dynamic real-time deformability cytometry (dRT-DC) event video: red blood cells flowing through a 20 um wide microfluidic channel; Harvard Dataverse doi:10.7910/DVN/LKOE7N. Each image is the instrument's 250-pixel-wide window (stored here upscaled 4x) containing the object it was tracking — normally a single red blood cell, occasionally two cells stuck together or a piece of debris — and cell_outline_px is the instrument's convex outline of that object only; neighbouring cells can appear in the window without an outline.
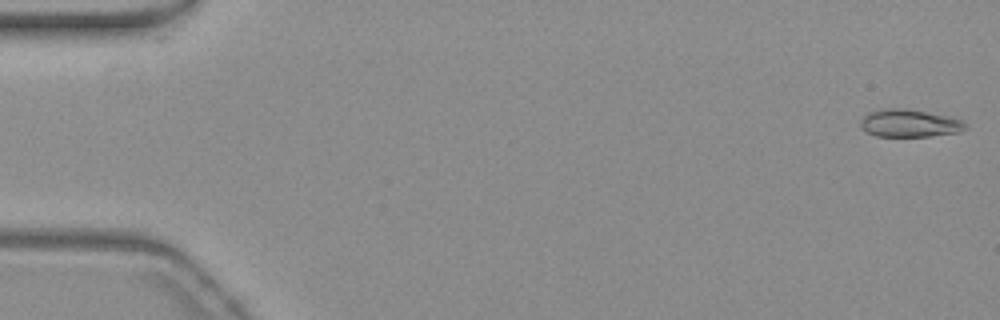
{"species": "common noctule bat (a hibernating species)", "species_latin": "Nyctalus noctula", "temperature_condition": "warm", "stored_images_in_passage": 55, "camera_frame_rate_fps": 3000, "um_per_image_px": 0.085, "animal": {"sex": "female", "body_mass_g": 19.3, "forearm_length_mm": 54.1}, "frame": {"image": 1, "passage_image": 1, "time_ms": 0.0, "image_size_px": [1000, 320], "cell_outline_px": [[968, 128], [960, 132], [928, 136], [876, 136], [860, 128], [860, 120], [868, 112], [880, 108], [904, 108], [948, 116], [964, 120], [968, 124]], "centroid_in_image_um": [77.32, 10.47], "position_along_channel_um": 7.7, "area_um2": 17.11}}
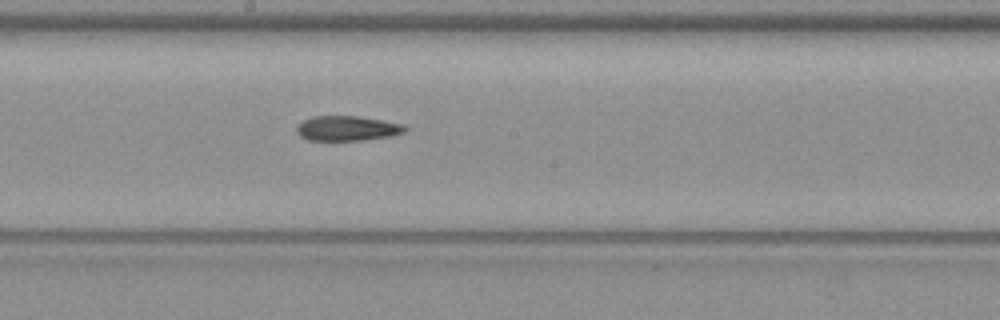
{"frame": {"image": 2, "passage_image": 30, "time_ms": 9.667, "image_size_px": [1000, 320], "cell_outline_px": [[408, 128], [404, 132], [392, 136], [364, 140], [308, 140], [300, 136], [296, 132], [296, 128], [304, 120], [312, 116], [356, 116], [404, 124]], "centroid_in_image_um": [29.52, 10.91], "position_along_channel_um": 218.7, "area_um2": 15.66}}
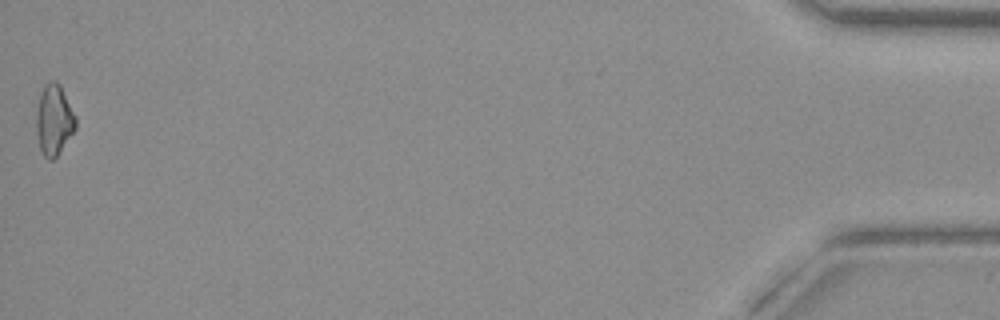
{"frame": {"image": 3, "passage_image": 55, "time_ms": 18.0, "image_size_px": [1000, 320], "cell_outline_px": [[76, 128], [56, 156], [52, 160], [48, 160], [44, 156], [40, 148], [36, 132], [36, 112], [40, 92], [44, 84], [48, 80], [56, 80], [60, 84], [76, 116]], "centroid_in_image_um": [4.58, 10.14], "position_along_channel_um": 430.6, "area_um2": 16.3}}